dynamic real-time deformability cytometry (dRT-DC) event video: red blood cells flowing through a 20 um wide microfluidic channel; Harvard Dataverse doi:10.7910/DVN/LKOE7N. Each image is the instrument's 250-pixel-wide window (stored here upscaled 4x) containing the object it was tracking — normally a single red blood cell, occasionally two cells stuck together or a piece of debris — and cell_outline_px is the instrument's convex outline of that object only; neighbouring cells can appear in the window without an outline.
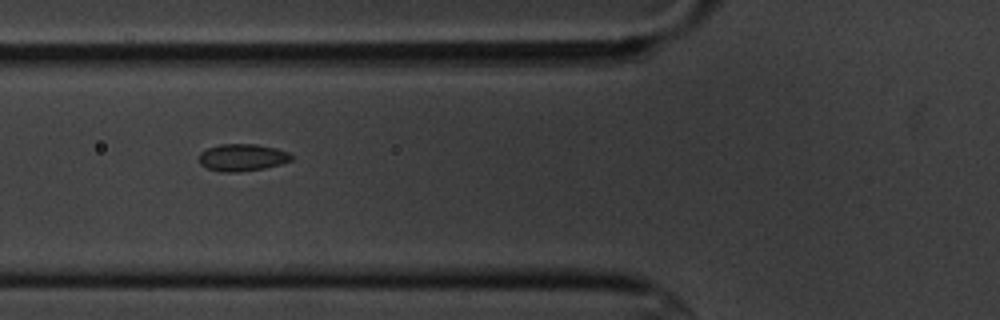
{"species": "common noctule bat (a hibernating species)", "species_latin": "Nyctalus noctula", "temperature_condition": "cold", "stored_images_in_passage": 7, "camera_frame_rate_fps": 3000, "um_per_image_px": 0.085, "animal": {"sex": "male", "body_mass_g": 20.1, "forearm_length_mm": 53.5}, "frame": {"image": 1, "passage_image": 5, "time_ms": 6.667, "image_size_px": [1000, 320], "cell_outline_px": [[292, 160], [280, 164], [264, 168], [240, 172], [220, 172], [208, 168], [200, 164], [200, 152], [208, 148], [220, 144], [256, 144], [276, 148], [288, 152], [292, 156]], "centroid_in_image_um": [20.59, 13.38], "position_along_channel_um": 105.2, "area_um2": 14.57}}
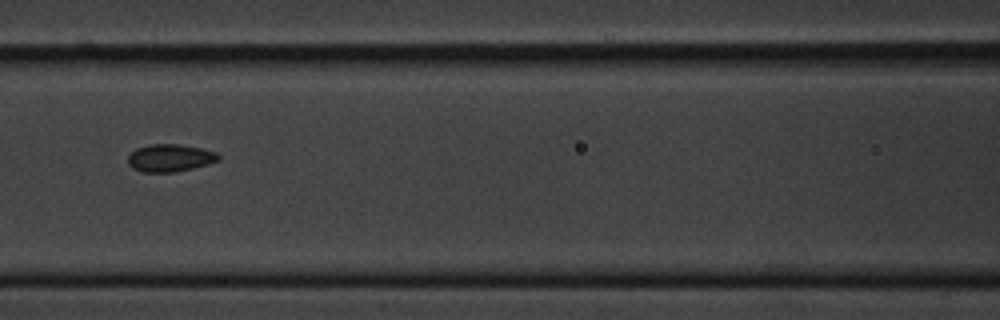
{"frame": {"image": 2, "passage_image": 6, "time_ms": 8.0, "image_size_px": [1000, 320], "cell_outline_px": [[220, 160], [208, 164], [176, 172], [140, 172], [132, 168], [128, 164], [128, 156], [136, 148], [152, 144], [180, 144], [200, 148], [216, 152], [220, 156]], "centroid_in_image_um": [14.44, 13.43], "position_along_channel_um": 152.2, "area_um2": 14.57}}
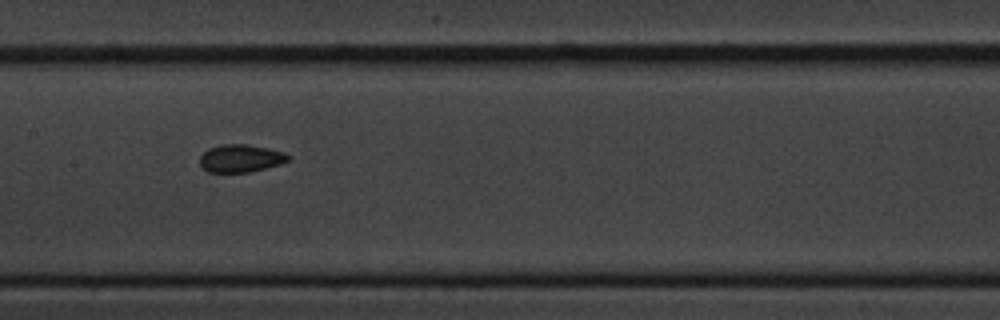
{"frame": {"image": 3, "passage_image": 7, "time_ms": 9.0, "image_size_px": [1000, 320], "cell_outline_px": [[292, 156], [288, 160], [280, 164], [248, 172], [208, 172], [200, 164], [200, 156], [208, 148], [220, 144], [248, 144], [268, 148], [284, 152]], "centroid_in_image_um": [20.46, 13.44], "position_along_channel_um": 186.9, "area_um2": 14.28}}